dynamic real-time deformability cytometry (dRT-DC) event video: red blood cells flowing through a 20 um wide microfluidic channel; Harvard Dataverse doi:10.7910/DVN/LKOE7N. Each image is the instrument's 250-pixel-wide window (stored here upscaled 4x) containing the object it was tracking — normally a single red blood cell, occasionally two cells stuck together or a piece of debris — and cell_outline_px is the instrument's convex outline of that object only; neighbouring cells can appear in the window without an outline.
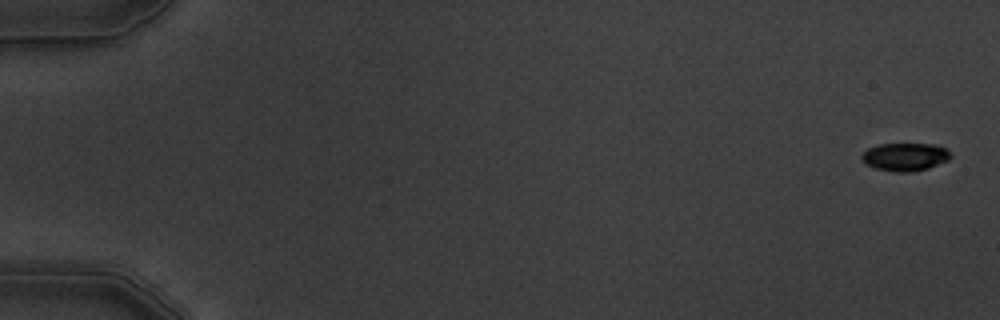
{"species": "common noctule bat (a hibernating species)", "species_latin": "Nyctalus noctula", "temperature_condition": "warm", "stored_images_in_passage": 9, "camera_frame_rate_fps": 3000, "um_per_image_px": 0.085, "animal": {"sex": "male", "body_mass_g": 19.5, "forearm_length_mm": 54.6}, "frame": {"image": 1, "passage_image": 1, "time_ms": 0.0, "image_size_px": [1000, 320], "cell_outline_px": [[952, 156], [948, 160], [928, 168], [912, 172], [896, 172], [876, 168], [864, 164], [860, 160], [860, 156], [868, 148], [880, 144], [936, 144], [944, 148]], "centroid_in_image_um": [76.89, 13.33], "position_along_channel_um": 8.1, "area_um2": 14.51}}